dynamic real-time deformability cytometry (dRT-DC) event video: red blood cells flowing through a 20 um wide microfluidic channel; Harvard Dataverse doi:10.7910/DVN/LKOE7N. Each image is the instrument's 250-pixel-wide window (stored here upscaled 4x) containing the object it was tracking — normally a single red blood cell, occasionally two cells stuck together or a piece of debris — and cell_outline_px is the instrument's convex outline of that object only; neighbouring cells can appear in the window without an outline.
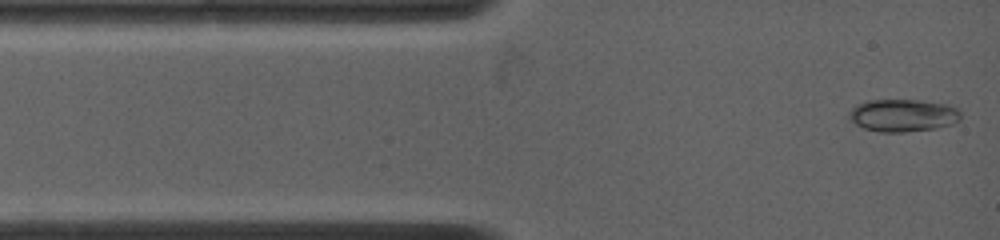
{"species": "common noctule bat (a hibernating species)", "species_latin": "Nyctalus noctula", "temperature_condition": "warm", "stored_images_in_passage": 12, "camera_frame_rate_fps": 4500, "um_per_image_px": 0.085, "animal": {"sex": "female", "body_mass_g": 19.0, "forearm_length_mm": 53.3}, "frame": {"image": 1, "passage_image": 1, "time_ms": 0.0, "image_size_px": [1000, 240], "cell_outline_px": [[960, 120], [952, 124], [936, 128], [904, 132], [880, 132], [864, 128], [856, 124], [848, 116], [848, 112], [852, 108], [868, 100], [920, 100], [948, 104], [956, 108], [960, 112]], "centroid_in_image_um": [76.77, 9.8], "position_along_channel_um": 8.2, "area_um2": 21.1}}
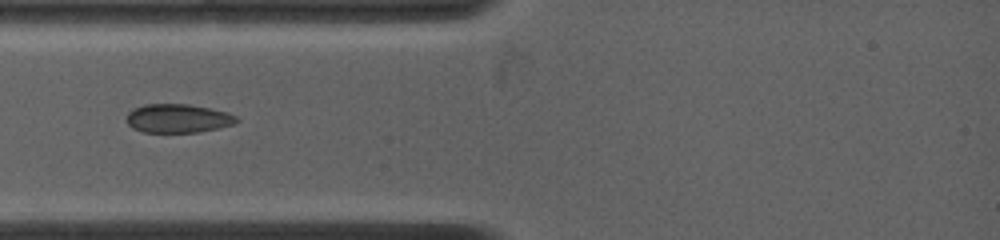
{"frame": {"image": 2, "passage_image": 8, "time_ms": 2.667, "image_size_px": [1000, 240], "cell_outline_px": [[240, 120], [236, 124], [220, 128], [196, 132], [144, 132], [132, 128], [128, 124], [128, 112], [132, 108], [144, 104], [188, 104], [228, 112], [236, 116]], "centroid_in_image_um": [15.15, 10.06], "position_along_channel_um": 69.8, "area_um2": 18.5}}
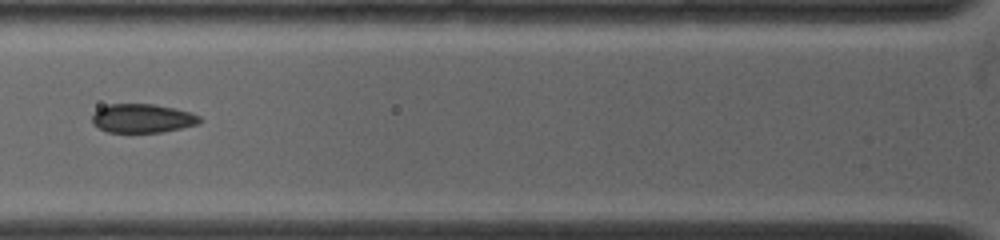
{"frame": {"image": 3, "passage_image": 11, "time_ms": 3.778, "image_size_px": [1000, 240], "cell_outline_px": [[204, 120], [196, 124], [180, 128], [160, 132], [108, 132], [92, 124], [92, 112], [108, 104], [152, 104], [176, 108], [200, 116]], "centroid_in_image_um": [12.08, 10.05], "position_along_channel_um": 113.7, "area_um2": 18.03}}